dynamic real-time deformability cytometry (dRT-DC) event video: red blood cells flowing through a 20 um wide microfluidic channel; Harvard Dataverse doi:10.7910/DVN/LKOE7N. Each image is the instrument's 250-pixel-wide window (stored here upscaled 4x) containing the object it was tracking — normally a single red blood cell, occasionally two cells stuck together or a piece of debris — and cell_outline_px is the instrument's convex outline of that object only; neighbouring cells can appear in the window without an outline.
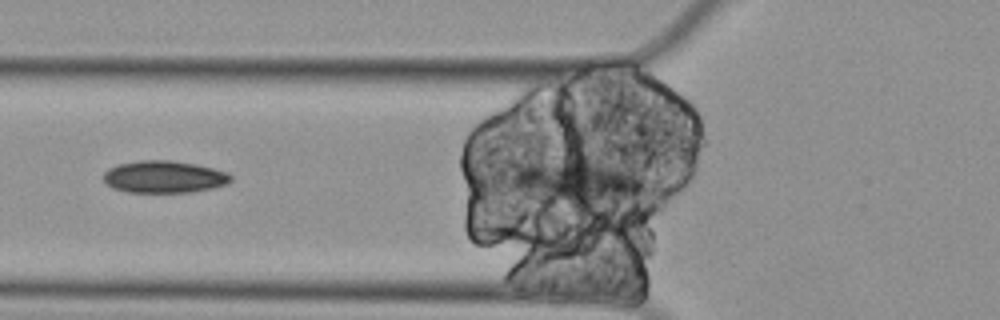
{"species": "Egyptian fruit bat (a non-hibernating species)", "species_latin": "Rousettus aegyptiacus", "temperature_condition": "cold", "stored_images_in_passage": 10, "camera_frame_rate_fps": 3000, "um_per_image_px": 0.085, "animal": {"sex": "female"}, "frame": {"image": 1, "passage_image": 5, "time_ms": 1.333, "image_size_px": [1000, 320], "cell_outline_px": [[232, 180], [228, 184], [212, 188], [192, 192], [128, 192], [112, 188], [104, 180], [104, 172], [108, 168], [116, 164], [140, 160], [172, 160], [196, 164], [228, 172], [232, 176]], "centroid_in_image_um": [13.96, 15.02], "position_along_channel_um": 111.8, "area_um2": 24.04}}
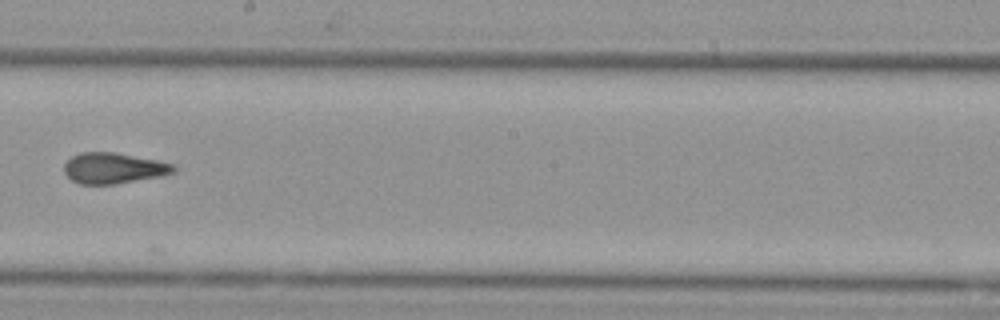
{"frame": {"image": 2, "passage_image": 9, "time_ms": 2.667, "image_size_px": [1000, 320], "cell_outline_px": [[176, 172], [160, 176], [116, 184], [80, 184], [72, 180], [64, 172], [64, 164], [72, 156], [80, 152], [116, 152], [176, 164]], "centroid_in_image_um": [9.67, 14.29], "position_along_channel_um": 238.5, "area_um2": 19.71}}